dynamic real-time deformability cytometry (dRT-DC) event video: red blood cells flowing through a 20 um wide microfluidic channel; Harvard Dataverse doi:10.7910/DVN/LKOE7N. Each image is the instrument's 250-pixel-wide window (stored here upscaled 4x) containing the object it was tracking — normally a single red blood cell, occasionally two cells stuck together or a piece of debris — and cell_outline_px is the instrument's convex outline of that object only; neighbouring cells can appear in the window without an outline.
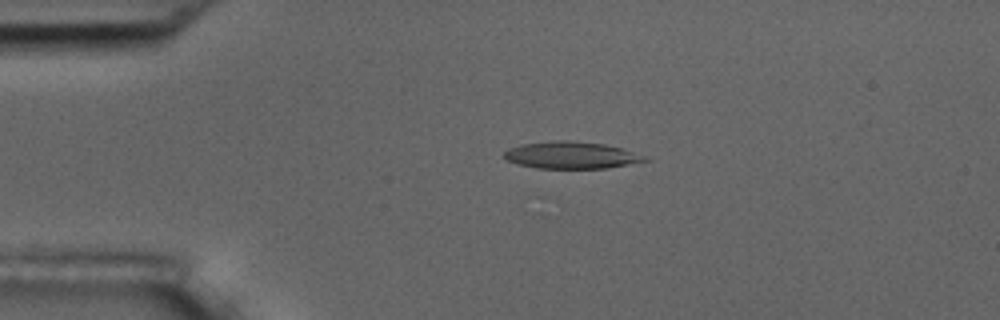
{"species": "common noctule bat (a hibernating species)", "species_latin": "Nyctalus noctula", "temperature_condition": "room temperature", "stored_images_in_passage": 51, "camera_frame_rate_fps": 3000, "um_per_image_px": 0.085, "animal": {"sex": "male", "body_mass_g": 17.5, "forearm_length_mm": 52.3}, "frame": {"image": 1, "passage_image": 8, "time_ms": 2.333, "image_size_px": [1000, 320], "cell_outline_px": [[652, 160], [608, 168], [536, 168], [516, 164], [508, 160], [504, 156], [504, 152], [508, 148], [520, 144], [556, 140], [568, 140], [604, 144], [620, 148]], "centroid_in_image_um": [48.5, 13.19], "position_along_channel_um": 36.5, "area_um2": 21.96}}
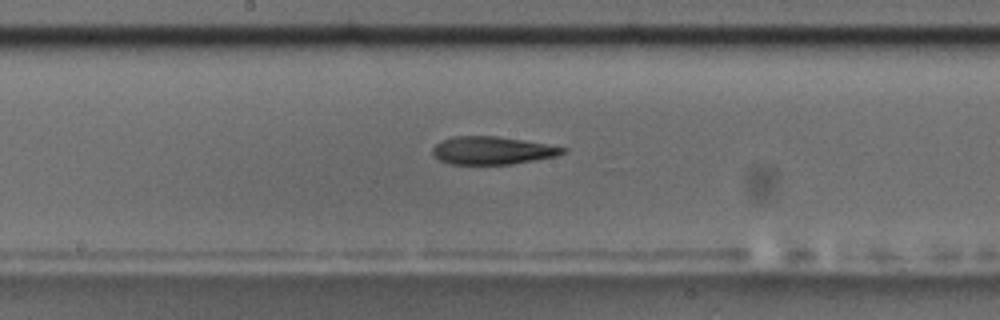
{"frame": {"image": 2, "passage_image": 25, "time_ms": 8.0, "image_size_px": [1000, 320], "cell_outline_px": [[568, 152], [556, 156], [512, 164], [452, 164], [440, 160], [432, 156], [432, 148], [440, 140], [452, 136], [496, 136], [568, 148]], "centroid_in_image_um": [41.81, 12.79], "position_along_channel_um": 206.4, "area_um2": 21.1}}
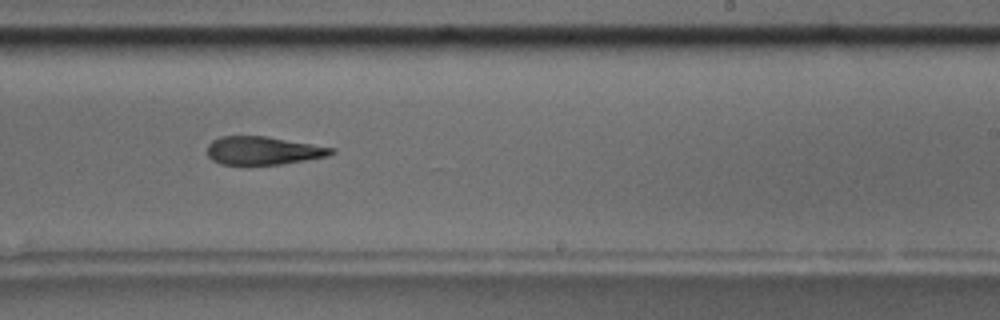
{"frame": {"image": 3, "passage_image": 30, "time_ms": 9.667, "image_size_px": [1000, 320], "cell_outline_px": [[336, 152], [328, 156], [280, 164], [220, 164], [212, 160], [208, 156], [208, 144], [212, 140], [220, 136], [264, 136], [336, 148]], "centroid_in_image_um": [22.36, 12.79], "position_along_channel_um": 266.6, "area_um2": 20.23}}